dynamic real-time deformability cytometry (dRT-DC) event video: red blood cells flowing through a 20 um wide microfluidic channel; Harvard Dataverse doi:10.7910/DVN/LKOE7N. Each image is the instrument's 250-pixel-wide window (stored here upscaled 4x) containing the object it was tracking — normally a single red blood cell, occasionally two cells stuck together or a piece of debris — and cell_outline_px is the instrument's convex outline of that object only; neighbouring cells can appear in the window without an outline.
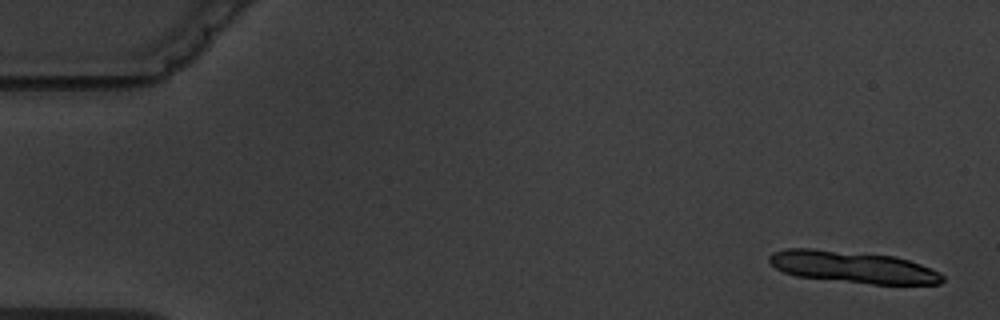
{"species": "common noctule bat (a hibernating species)", "species_latin": "Nyctalus noctula", "temperature_condition": "warm", "stored_images_in_passage": 3, "camera_frame_rate_fps": 3000, "um_per_image_px": 0.085, "animal": {"sex": "male", "body_mass_g": 19.5, "forearm_length_mm": 54.6}, "frame": {"image": 1, "passage_image": 1, "time_ms": 0.0, "image_size_px": [1000, 320], "cell_outline_px": [[944, 280], [940, 284], [872, 284], [796, 276], [784, 272], [776, 268], [768, 260], [768, 256], [772, 252], [788, 248], [812, 248], [892, 256], [908, 260], [920, 264], [940, 272], [944, 276]], "centroid_in_image_um": [72.49, 22.7], "position_along_channel_um": 12.5, "area_um2": 31.96}}